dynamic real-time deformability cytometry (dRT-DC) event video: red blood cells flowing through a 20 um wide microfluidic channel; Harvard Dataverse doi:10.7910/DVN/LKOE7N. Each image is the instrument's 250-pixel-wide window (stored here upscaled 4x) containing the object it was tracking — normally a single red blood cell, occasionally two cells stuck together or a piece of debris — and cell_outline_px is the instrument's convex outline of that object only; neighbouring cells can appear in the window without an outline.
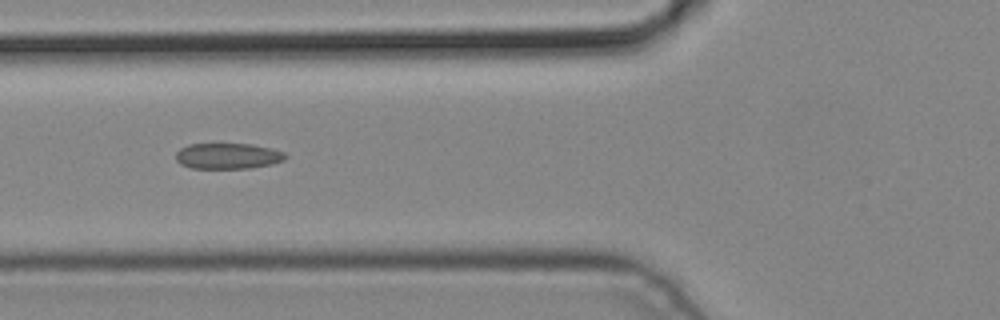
{"species": "common noctule bat (a hibernating species)", "species_latin": "Nyctalus noctula", "temperature_condition": "cold", "stored_images_in_passage": 6, "camera_frame_rate_fps": 3000, "um_per_image_px": 0.085, "animal": {"sex": "male", "body_mass_g": 19.2, "forearm_length_mm": 51.8}, "frame": {"image": 1, "passage_image": 6, "time_ms": 1.667, "image_size_px": [1000, 320], "cell_outline_px": [[288, 156], [284, 160], [272, 164], [252, 168], [188, 168], [180, 164], [176, 160], [176, 152], [180, 148], [188, 144], [252, 144], [272, 148], [284, 152]], "centroid_in_image_um": [19.37, 13.26], "position_along_channel_um": 106.4, "area_um2": 16.65}}